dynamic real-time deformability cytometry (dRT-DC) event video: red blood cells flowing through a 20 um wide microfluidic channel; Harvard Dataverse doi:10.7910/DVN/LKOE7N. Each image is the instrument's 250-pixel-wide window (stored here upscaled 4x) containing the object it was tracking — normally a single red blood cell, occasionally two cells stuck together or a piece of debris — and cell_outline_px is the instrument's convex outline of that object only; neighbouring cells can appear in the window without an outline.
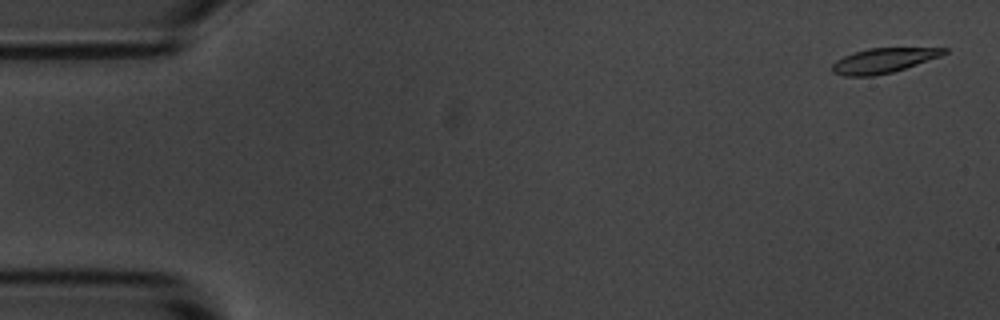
{"species": "common noctule bat (a hibernating species)", "species_latin": "Nyctalus noctula", "temperature_condition": "room temperature", "stored_images_in_passage": 5, "camera_frame_rate_fps": 3000, "um_per_image_px": 0.085, "animal": {"sex": "male", "body_mass_g": 20.1, "forearm_length_mm": 53.5}, "frame": {"image": 1, "passage_image": 1, "time_ms": 0.0, "image_size_px": [1000, 320], "cell_outline_px": [[948, 52], [940, 56], [892, 72], [872, 76], [844, 76], [832, 72], [832, 64], [836, 60], [844, 56], [868, 48], [948, 48]], "centroid_in_image_um": [75.06, 5.14], "position_along_channel_um": 9.9, "area_um2": 15.9}}